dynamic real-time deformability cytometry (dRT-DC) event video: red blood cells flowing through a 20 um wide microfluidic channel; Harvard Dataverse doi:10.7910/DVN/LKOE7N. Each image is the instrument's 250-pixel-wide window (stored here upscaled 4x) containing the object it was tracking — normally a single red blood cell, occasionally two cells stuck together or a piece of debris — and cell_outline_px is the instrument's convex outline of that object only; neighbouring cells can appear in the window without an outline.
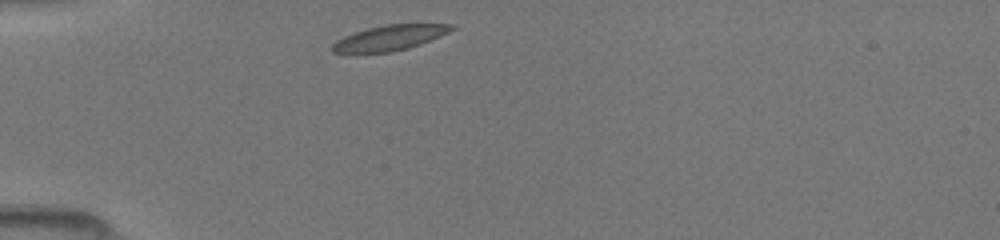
{"species": "common noctule bat (a hibernating species)", "species_latin": "Nyctalus noctula", "temperature_condition": "room temperature", "stored_images_in_passage": 36, "camera_frame_rate_fps": 3000, "um_per_image_px": 0.085, "animal": {"sex": "female", "body_mass_g": 19.5, "forearm_length_mm": 54.1}, "frame": {"image": 1, "passage_image": 1, "time_ms": 0.0, "image_size_px": [1000, 240], "cell_outline_px": [[456, 28], [440, 36], [420, 44], [408, 48], [392, 52], [356, 56], [332, 52], [328, 48], [336, 40], [344, 36], [368, 28], [388, 24], [456, 24]], "centroid_in_image_um": [33.01, 3.27], "position_along_channel_um": 52.0, "area_um2": 18.26}}
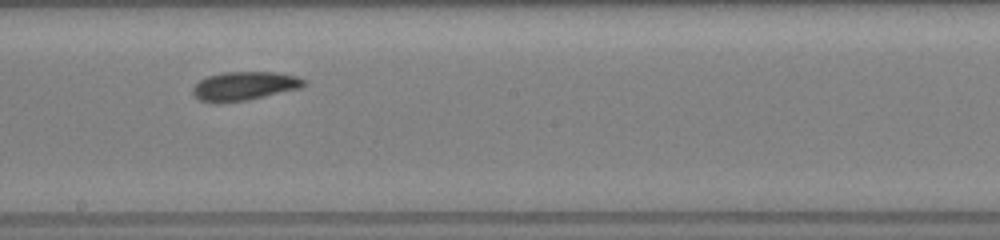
{"frame": {"image": 2, "passage_image": 15, "time_ms": 4.667, "image_size_px": [1000, 240], "cell_outline_px": [[308, 80], [300, 88], [248, 100], [216, 104], [200, 100], [192, 96], [192, 88], [200, 80], [208, 76], [224, 72], [276, 72], [296, 76]], "centroid_in_image_um": [20.74, 7.32], "position_along_channel_um": 227.5, "area_um2": 18.79}}
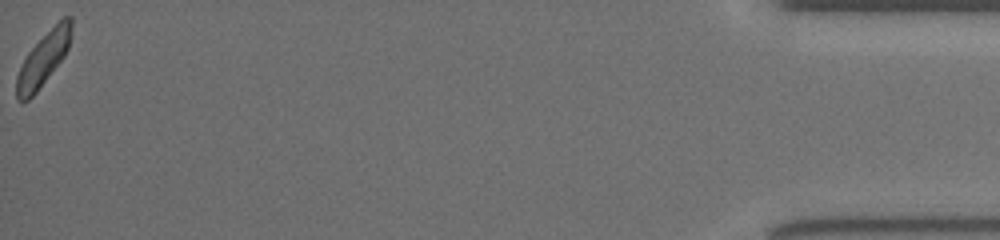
{"frame": {"image": 3, "passage_image": 36, "time_ms": 11.667, "image_size_px": [1000, 240], "cell_outline_px": [[72, 36], [68, 48], [64, 56], [36, 92], [28, 100], [16, 100], [16, 76], [28, 52], [64, 16], [72, 16]], "centroid_in_image_um": [3.7, 5.01], "position_along_channel_um": 431.5, "area_um2": 16.59}}